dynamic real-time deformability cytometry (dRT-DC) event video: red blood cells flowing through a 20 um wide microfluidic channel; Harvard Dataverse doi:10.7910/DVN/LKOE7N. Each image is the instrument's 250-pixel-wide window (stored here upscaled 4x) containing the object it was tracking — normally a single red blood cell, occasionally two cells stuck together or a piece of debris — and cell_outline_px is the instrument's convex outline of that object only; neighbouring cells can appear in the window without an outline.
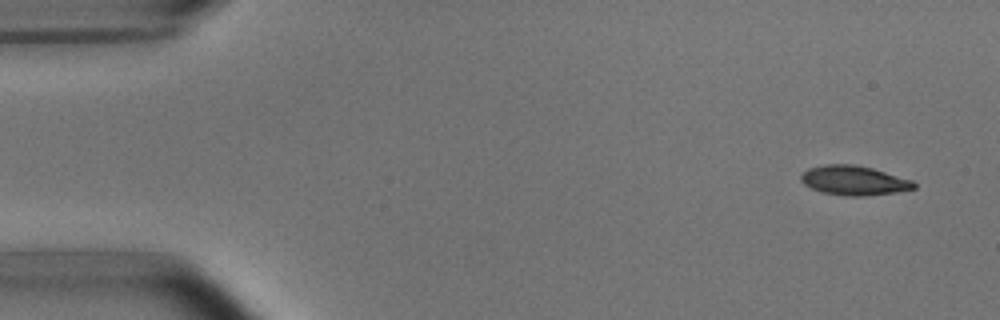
{"species": "common noctule bat (a hibernating species)", "species_latin": "Nyctalus noctula", "temperature_condition": "room temperature", "stored_images_in_passage": 5, "camera_frame_rate_fps": 3000, "um_per_image_px": 0.085, "animal": {"sex": "male", "body_mass_g": 15.6}, "frame": {"image": 1, "passage_image": 1, "time_ms": 0.0, "image_size_px": [1000, 320], "cell_outline_px": [[916, 188], [896, 192], [864, 196], [844, 196], [824, 192], [812, 188], [804, 184], [800, 180], [800, 176], [808, 168], [828, 164], [852, 164], [872, 168], [912, 180], [916, 184]], "centroid_in_image_um": [72.59, 15.34], "position_along_channel_um": 12.4, "area_um2": 19.25}}
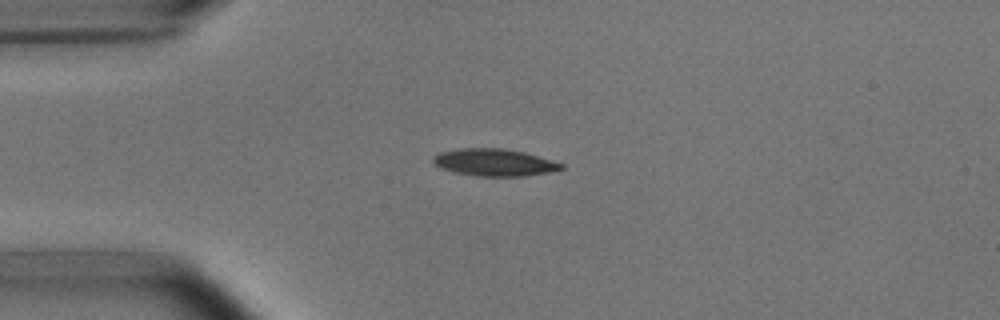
{"frame": {"image": 2, "passage_image": 4, "time_ms": 3.333, "image_size_px": [1000, 320], "cell_outline_px": [[564, 168], [548, 172], [524, 176], [476, 176], [456, 172], [440, 168], [432, 160], [432, 156], [440, 152], [460, 148], [504, 148], [524, 152], [564, 164]], "centroid_in_image_um": [41.99, 13.8], "position_along_channel_um": 43.0, "area_um2": 20.17}}